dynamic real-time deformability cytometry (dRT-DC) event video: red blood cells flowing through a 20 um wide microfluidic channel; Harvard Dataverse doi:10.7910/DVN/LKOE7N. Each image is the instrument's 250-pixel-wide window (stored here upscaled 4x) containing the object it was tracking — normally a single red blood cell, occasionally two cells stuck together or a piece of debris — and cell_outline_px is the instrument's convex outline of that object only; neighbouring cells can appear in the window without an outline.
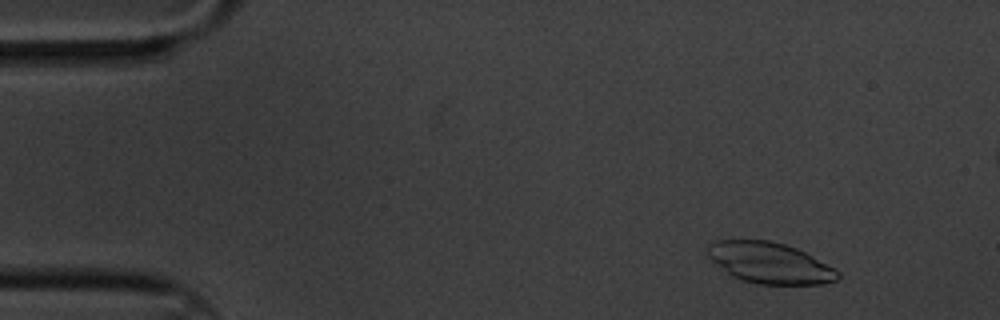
{"species": "common noctule bat (a hibernating species)", "species_latin": "Nyctalus noctula", "temperature_condition": "cold", "stored_images_in_passage": 6, "camera_frame_rate_fps": 3000, "um_per_image_px": 0.085, "animal": {"sex": "male", "body_mass_g": 20.1, "forearm_length_mm": 53.5}, "frame": {"image": 1, "passage_image": 2, "time_ms": 0.333, "image_size_px": [1000, 320], "cell_outline_px": [[840, 276], [836, 280], [820, 284], [760, 284], [744, 280], [732, 276], [712, 260], [704, 252], [708, 244], [712, 240], [768, 240], [784, 244], [796, 248], [812, 256], [840, 272]], "centroid_in_image_um": [65.38, 22.33], "position_along_channel_um": 19.6, "area_um2": 30.87}}